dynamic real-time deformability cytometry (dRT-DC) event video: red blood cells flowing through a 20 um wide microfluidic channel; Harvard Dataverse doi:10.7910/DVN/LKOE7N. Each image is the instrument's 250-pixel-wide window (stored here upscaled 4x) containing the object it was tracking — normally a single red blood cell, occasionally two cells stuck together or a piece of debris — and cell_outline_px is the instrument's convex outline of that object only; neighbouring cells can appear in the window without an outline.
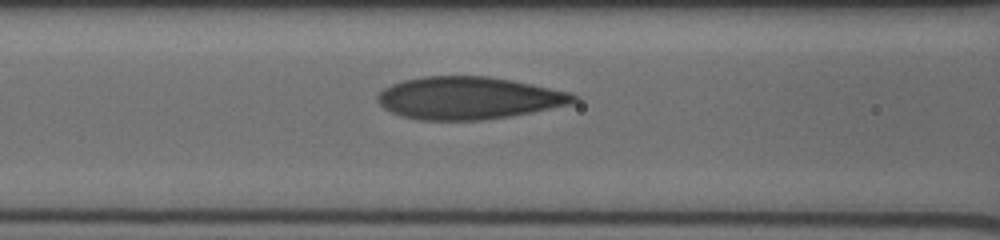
{"species": "human", "species_latin": "Homo sapiens", "temperature_condition": "cold", "stored_images_in_passage": 35, "camera_frame_rate_fps": 3000, "um_per_image_px": 0.085, "donor": {"sex": "male"}, "frame": {"image": 1, "passage_image": 13, "time_ms": 4.0, "image_size_px": [1000, 240], "cell_outline_px": [[580, 96], [572, 104], [532, 112], [484, 120], [420, 120], [400, 116], [384, 108], [376, 100], [376, 96], [384, 88], [392, 84], [404, 80], [424, 76], [488, 76], [512, 80], [572, 92]], "centroid_in_image_um": [39.85, 8.33], "position_along_channel_um": 126.8, "area_um2": 48.67}}
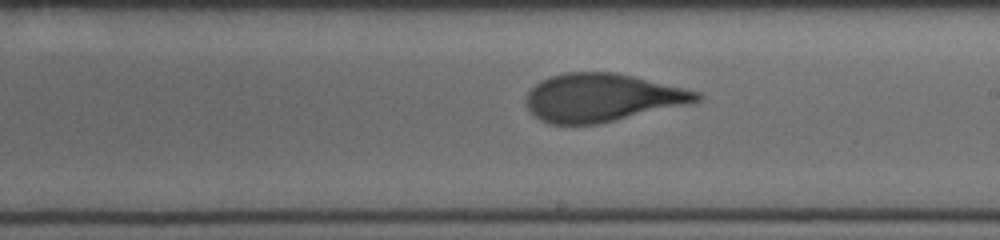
{"frame": {"image": 2, "passage_image": 21, "time_ms": 6.667, "image_size_px": [1000, 240], "cell_outline_px": [[704, 96], [700, 100], [688, 104], [600, 124], [548, 124], [540, 120], [524, 104], [524, 96], [540, 80], [564, 72], [616, 72], [700, 92]], "centroid_in_image_um": [51.15, 8.3], "position_along_channel_um": 237.9, "area_um2": 47.86}}
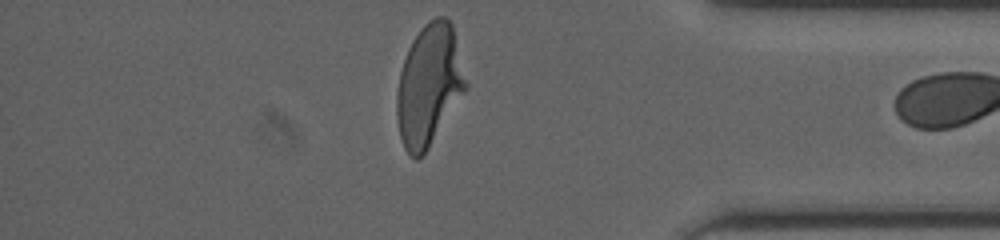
{"frame": {"image": 3, "passage_image": 34, "time_ms": 11.0, "image_size_px": [1000, 240], "cell_outline_px": [[468, 88], [428, 148], [416, 160], [404, 148], [400, 136], [396, 116], [396, 92], [400, 72], [408, 48], [412, 40], [424, 24], [428, 20], [436, 16], [444, 16], [452, 24], [468, 84]], "centroid_in_image_um": [36.47, 7.22], "position_along_channel_um": 398.7, "area_um2": 48.67}}